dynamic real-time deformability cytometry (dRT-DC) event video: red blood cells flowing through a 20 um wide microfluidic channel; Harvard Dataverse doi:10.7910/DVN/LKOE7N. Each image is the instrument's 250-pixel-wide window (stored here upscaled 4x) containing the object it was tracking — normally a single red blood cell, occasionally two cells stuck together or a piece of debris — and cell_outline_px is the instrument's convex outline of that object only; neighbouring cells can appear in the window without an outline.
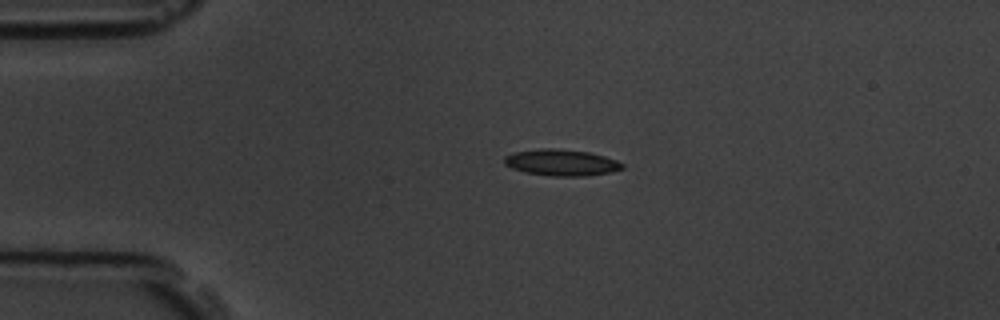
{"species": "common noctule bat (a hibernating species)", "species_latin": "Nyctalus noctula", "temperature_condition": "room temperature", "stored_images_in_passage": 2, "camera_frame_rate_fps": 3000, "um_per_image_px": 0.085, "animal": {"sex": "male", "body_mass_g": 19.5, "forearm_length_mm": 54.6}, "frame": {"image": 1, "passage_image": 1, "time_ms": 0.0, "image_size_px": [1000, 320], "cell_outline_px": [[624, 168], [612, 172], [588, 176], [548, 176], [524, 172], [512, 168], [504, 164], [504, 156], [512, 152], [540, 148], [556, 148], [588, 152], [604, 156], [616, 160], [624, 164]], "centroid_in_image_um": [47.7, 13.82], "position_along_channel_um": 37.3, "area_um2": 18.38}}